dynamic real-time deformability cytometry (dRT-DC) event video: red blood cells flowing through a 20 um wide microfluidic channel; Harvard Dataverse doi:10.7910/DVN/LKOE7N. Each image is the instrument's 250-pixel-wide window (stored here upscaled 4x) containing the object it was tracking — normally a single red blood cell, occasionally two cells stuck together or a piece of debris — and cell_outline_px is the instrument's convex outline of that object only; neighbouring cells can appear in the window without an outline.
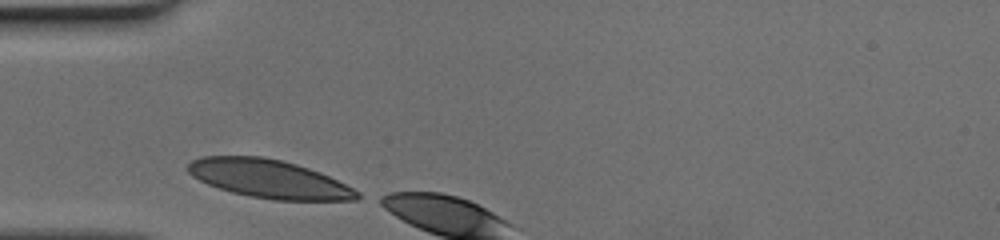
{"species": "human", "species_latin": "Homo sapiens", "temperature_condition": "cold", "stored_images_in_passage": 2, "camera_frame_rate_fps": 3000, "um_per_image_px": 0.085, "donor": {"sex": "female"}, "frame": {"image": 1, "passage_image": 1, "time_ms": 0.0, "image_size_px": [1000, 240], "cell_outline_px": [[364, 196], [356, 200], [272, 200], [248, 196], [232, 192], [208, 184], [192, 176], [184, 168], [192, 160], [204, 156], [264, 156], [296, 164], [320, 172], [360, 192]], "centroid_in_image_um": [22.85, 15.2], "position_along_channel_um": 62.1, "area_um2": 37.8}}